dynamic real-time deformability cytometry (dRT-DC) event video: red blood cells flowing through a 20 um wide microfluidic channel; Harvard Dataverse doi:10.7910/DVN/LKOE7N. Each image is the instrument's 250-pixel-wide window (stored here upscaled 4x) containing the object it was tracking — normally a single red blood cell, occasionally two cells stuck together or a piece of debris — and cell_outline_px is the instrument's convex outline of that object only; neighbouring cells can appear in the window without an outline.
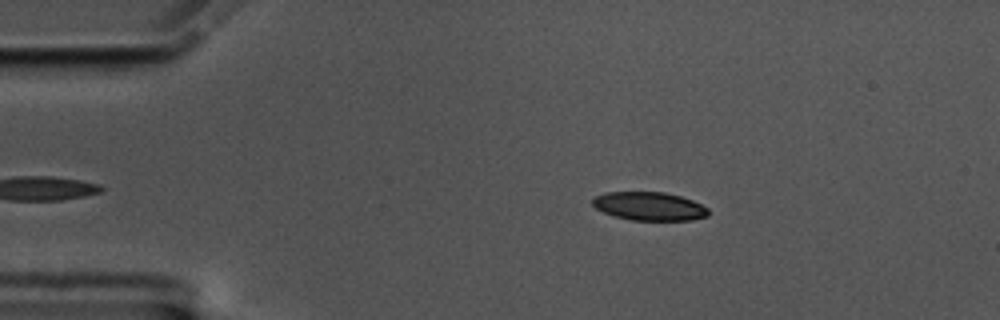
{"species": "common noctule bat (a hibernating species)", "species_latin": "Nyctalus noctula", "temperature_condition": "cold", "stored_images_in_passage": 44, "camera_frame_rate_fps": 3000, "um_per_image_px": 0.085, "animal": {"sex": "male", "body_mass_g": 17.5, "forearm_length_mm": 52.3}, "frame": {"image": 1, "passage_image": 5, "time_ms": 1.333, "image_size_px": [1000, 320], "cell_outline_px": [[708, 216], [692, 220], [632, 220], [612, 216], [596, 208], [592, 204], [592, 200], [596, 196], [604, 192], [664, 192], [680, 196], [692, 200], [708, 208]], "centroid_in_image_um": [55.18, 17.53], "position_along_channel_um": 29.8, "area_um2": 19.19}}
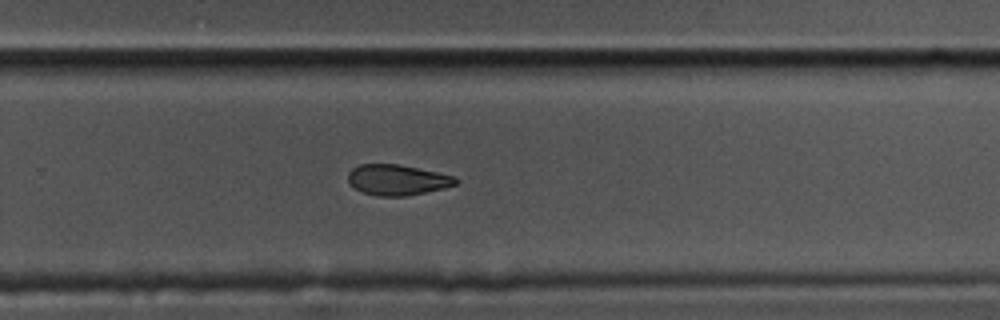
{"frame": {"image": 2, "passage_image": 32, "time_ms": 10.333, "image_size_px": [1000, 320], "cell_outline_px": [[460, 180], [456, 184], [444, 188], [404, 196], [376, 196], [360, 192], [348, 180], [348, 172], [352, 168], [360, 164], [400, 164], [456, 176]], "centroid_in_image_um": [33.78, 15.28], "position_along_channel_um": 296.0, "area_um2": 19.25}}
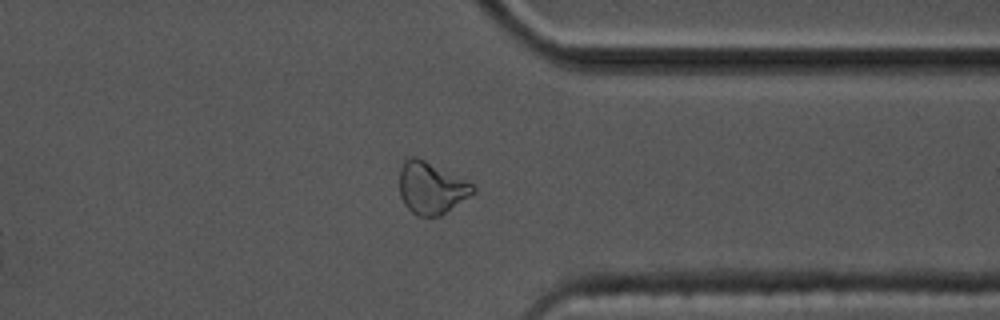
{"frame": {"image": 3, "passage_image": 39, "time_ms": 12.667, "image_size_px": [1000, 320], "cell_outline_px": [[476, 192], [440, 216], [416, 216], [404, 204], [400, 196], [400, 168], [404, 160], [412, 156], [416, 156], [472, 184], [476, 188]], "centroid_in_image_um": [36.63, 15.99], "position_along_channel_um": 374.8, "area_um2": 21.96}, "authors_computed_cell_mechanics": {"area_um2": 20.5768, "velocity_mm_per_s": 3.5267, "shape_relaxation_time_tau1_ms": 5.796, "shape_relaxation_time_tau2_ms": null, "deformation_change_tau1": 0.1302, "deformation_change_tau2": null}}